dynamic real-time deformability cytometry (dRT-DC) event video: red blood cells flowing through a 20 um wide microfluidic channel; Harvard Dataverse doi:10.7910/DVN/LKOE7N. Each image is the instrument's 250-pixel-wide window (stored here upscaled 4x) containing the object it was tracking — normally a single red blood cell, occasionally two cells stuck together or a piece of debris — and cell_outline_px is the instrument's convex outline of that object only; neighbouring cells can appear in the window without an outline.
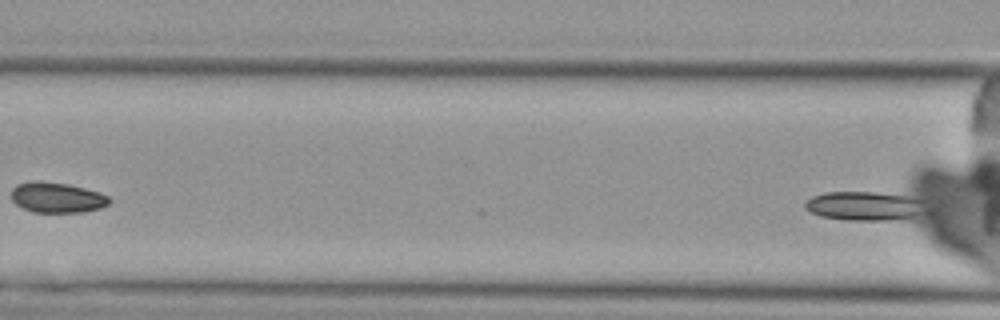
{"species": "Egyptian fruit bat (a non-hibernating species)", "species_latin": "Rousettus aegyptiacus", "temperature_condition": "cold", "stored_images_in_passage": 3, "camera_frame_rate_fps": 3000, "um_per_image_px": 0.085, "animal": {"sex": "female"}, "frame": {"image": 1, "passage_image": 3, "time_ms": 2.333, "image_size_px": [1000, 320], "cell_outline_px": [[932, 212], [920, 220], [844, 220], [820, 216], [804, 208], [804, 204], [812, 196], [828, 192], [876, 192], [908, 196], [932, 208]], "centroid_in_image_um": [73.69, 17.55], "position_along_channel_um": 92.9, "area_um2": 21.39}}